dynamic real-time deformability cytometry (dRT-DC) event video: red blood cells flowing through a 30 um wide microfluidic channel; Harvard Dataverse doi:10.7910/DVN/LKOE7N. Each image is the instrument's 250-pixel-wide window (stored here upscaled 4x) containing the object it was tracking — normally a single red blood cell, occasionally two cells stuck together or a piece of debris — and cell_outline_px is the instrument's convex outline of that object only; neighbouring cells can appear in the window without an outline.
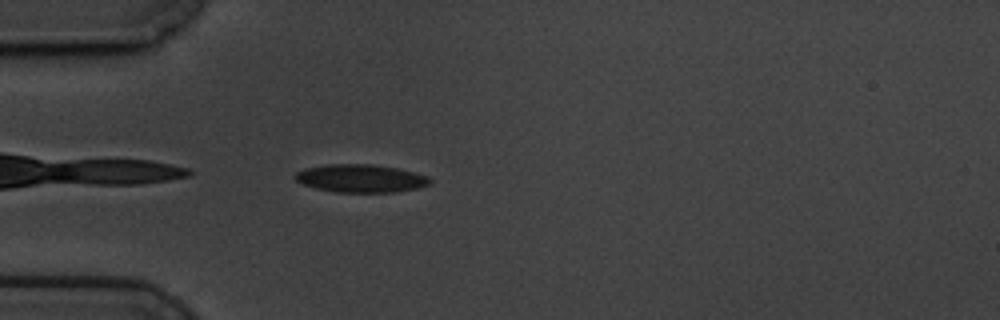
{"species": "common noctule bat (a hibernating species)", "species_latin": "Nyctalus noctula", "temperature_condition": "cold", "stored_images_in_passage": 44, "camera_frame_rate_fps": 3000, "um_per_image_px": 0.085, "animal": {"sex": "male", "body_mass_g": 19.5, "forearm_length_mm": 54.6}, "frame": {"image": 1, "passage_image": 2, "time_ms": 0.333, "image_size_px": [1000, 320], "cell_outline_px": [[432, 184], [416, 188], [396, 192], [336, 192], [316, 188], [304, 184], [296, 180], [292, 176], [296, 172], [304, 168], [324, 164], [372, 164], [396, 168], [428, 176], [432, 180]], "centroid_in_image_um": [30.64, 15.16], "position_along_channel_um": 54.4, "area_um2": 22.02}}
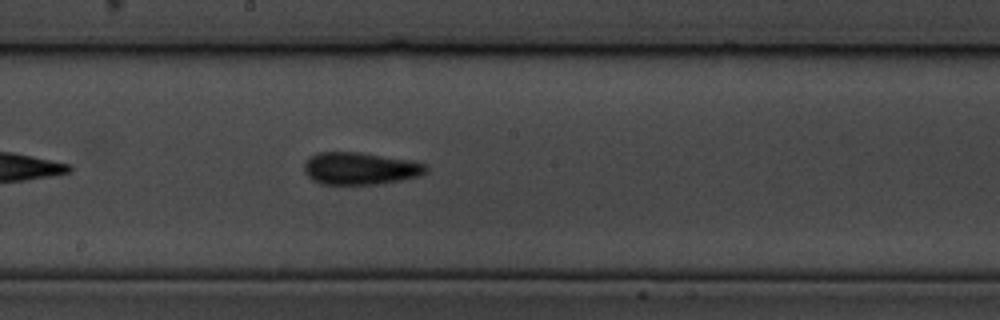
{"frame": {"image": 2, "passage_image": 17, "time_ms": 5.333, "image_size_px": [1000, 320], "cell_outline_px": [[428, 172], [420, 176], [380, 184], [320, 184], [312, 180], [304, 172], [304, 164], [308, 156], [316, 152], [360, 152], [412, 160], [424, 164], [428, 168]], "centroid_in_image_um": [30.6, 14.31], "position_along_channel_um": 217.6, "area_um2": 23.24}}
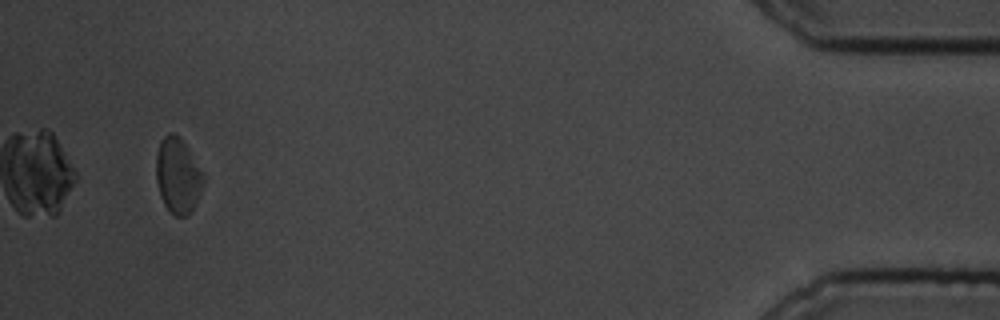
{"frame": {"image": 3, "passage_image": 41, "time_ms": 13.333, "image_size_px": [1000, 320], "cell_outline_px": [[204, 180], [196, 200], [188, 216], [176, 216], [164, 204], [160, 196], [156, 180], [156, 156], [160, 140], [168, 132], [172, 132], [180, 136], [204, 176]], "centroid_in_image_um": [15.08, 14.89], "position_along_channel_um": 420.1, "area_um2": 20.4}, "authors_computed_cell_mechanics": {"area_um2": 21.675, "velocity_mm_per_s": 3.4298, "shape_relaxation_time_tau1_ms": 3.2421, "shape_relaxation_time_tau2_ms": 4.31, "deformation_change_tau1": 0.1131, "deformation_change_tau2": 0.128}}